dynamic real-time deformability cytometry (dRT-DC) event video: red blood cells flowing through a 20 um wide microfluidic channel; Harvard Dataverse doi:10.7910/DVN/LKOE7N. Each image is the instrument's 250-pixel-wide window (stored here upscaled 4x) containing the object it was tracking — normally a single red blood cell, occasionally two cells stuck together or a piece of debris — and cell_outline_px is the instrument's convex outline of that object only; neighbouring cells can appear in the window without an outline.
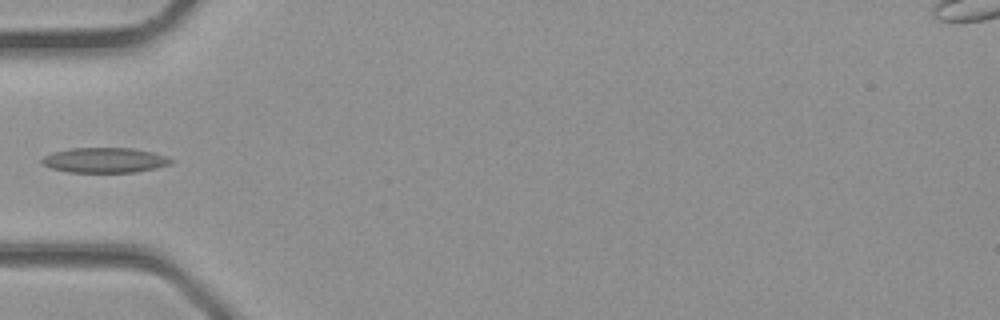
{"species": "common noctule bat (a hibernating species)", "species_latin": "Nyctalus noctula", "temperature_condition": "room temperature", "stored_images_in_passage": 3, "camera_frame_rate_fps": 3000, "um_per_image_px": 0.085, "animal": {"sex": "male", "body_mass_g": 23.1, "forearm_length_mm": 52.7}, "frame": {"image": 1, "passage_image": 3, "time_ms": 0.667, "image_size_px": [1000, 320], "cell_outline_px": [[172, 164], [156, 168], [136, 172], [68, 172], [52, 168], [44, 164], [40, 160], [44, 156], [52, 152], [68, 148], [132, 148], [152, 152], [168, 156], [172, 160]], "centroid_in_image_um": [8.91, 13.61], "position_along_channel_um": 76.1, "area_um2": 18.9}}